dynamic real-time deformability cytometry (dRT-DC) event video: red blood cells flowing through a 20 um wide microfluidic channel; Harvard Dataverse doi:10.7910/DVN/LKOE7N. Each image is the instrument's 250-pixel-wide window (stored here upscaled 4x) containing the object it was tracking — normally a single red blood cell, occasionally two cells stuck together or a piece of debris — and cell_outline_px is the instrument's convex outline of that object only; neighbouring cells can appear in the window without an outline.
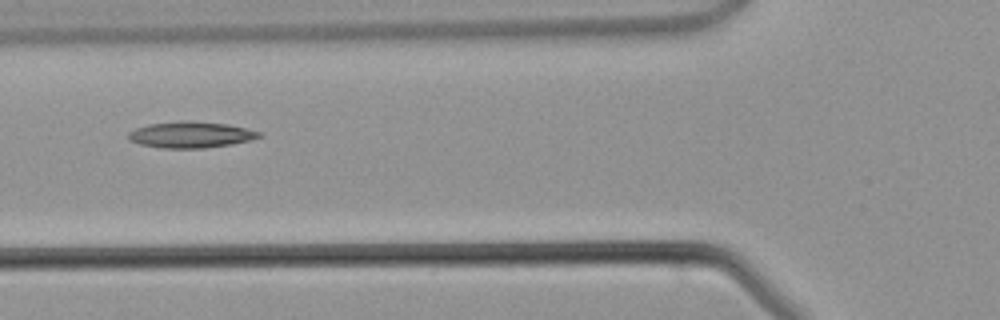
{"species": "common noctule bat (a hibernating species)", "species_latin": "Nyctalus noctula", "temperature_condition": "warm", "stored_images_in_passage": 2, "camera_frame_rate_fps": 3000, "um_per_image_px": 0.085, "animal": {"sex": "male", "body_mass_g": 21.5, "forearm_length_mm": 52.0}, "frame": {"image": 1, "passage_image": 2, "time_ms": 1.0, "image_size_px": [1000, 320], "cell_outline_px": [[260, 136], [248, 140], [232, 144], [204, 148], [160, 148], [140, 144], [128, 140], [128, 132], [136, 128], [148, 124], [180, 120], [188, 120], [228, 124], [260, 132]], "centroid_in_image_um": [16.15, 11.44], "position_along_channel_um": 109.7, "area_um2": 19.94}}